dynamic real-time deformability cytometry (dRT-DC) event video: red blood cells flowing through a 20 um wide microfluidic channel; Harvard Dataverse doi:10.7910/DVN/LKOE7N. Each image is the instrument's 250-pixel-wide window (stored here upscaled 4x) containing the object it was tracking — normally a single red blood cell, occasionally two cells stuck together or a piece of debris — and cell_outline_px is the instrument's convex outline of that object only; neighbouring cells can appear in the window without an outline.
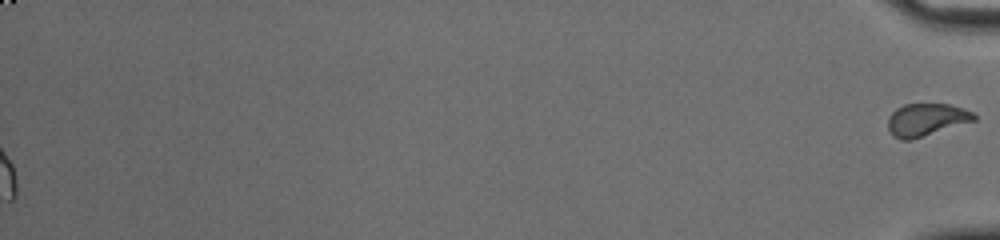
{"species": "common noctule bat (a hibernating species)", "species_latin": "Nyctalus noctula", "temperature_condition": "cold", "stored_images_in_passage": 52, "segment_of_instrument_passage": [2, 2], "camera_frame_rate_fps": 3000, "um_per_image_px": 0.085, "animal": {"sex": "male", "body_mass_g": 20.0, "forearm_length_mm": 53.3}, "frame": {"image": 1, "passage_image": 52, "time_ms": 17.0, "image_size_px": [1000, 240], "cell_outline_px": [[976, 120], [912, 140], [900, 140], [892, 136], [888, 128], [888, 116], [896, 108], [904, 104], [948, 104], [972, 112], [976, 116]], "centroid_in_image_um": [78.69, 10.19], "position_along_channel_um": 356.5, "area_um2": 16.36}}